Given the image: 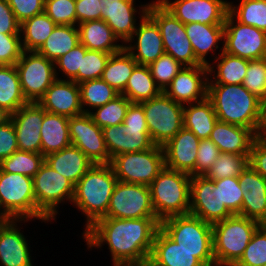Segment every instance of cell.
<instances>
[{
    "label": "cell",
    "instance_id": "1",
    "mask_svg": "<svg viewBox=\"0 0 266 266\" xmlns=\"http://www.w3.org/2000/svg\"><path fill=\"white\" fill-rule=\"evenodd\" d=\"M160 221L156 217L119 219L102 217L82 232L87 249L103 250L107 245L112 266L145 264Z\"/></svg>",
    "mask_w": 266,
    "mask_h": 266
},
{
    "label": "cell",
    "instance_id": "2",
    "mask_svg": "<svg viewBox=\"0 0 266 266\" xmlns=\"http://www.w3.org/2000/svg\"><path fill=\"white\" fill-rule=\"evenodd\" d=\"M207 98L218 121L249 128L259 136L262 100L242 84H208Z\"/></svg>",
    "mask_w": 266,
    "mask_h": 266
},
{
    "label": "cell",
    "instance_id": "3",
    "mask_svg": "<svg viewBox=\"0 0 266 266\" xmlns=\"http://www.w3.org/2000/svg\"><path fill=\"white\" fill-rule=\"evenodd\" d=\"M118 179L111 164H93L75 185L72 206L85 216L84 230L104 217Z\"/></svg>",
    "mask_w": 266,
    "mask_h": 266
},
{
    "label": "cell",
    "instance_id": "4",
    "mask_svg": "<svg viewBox=\"0 0 266 266\" xmlns=\"http://www.w3.org/2000/svg\"><path fill=\"white\" fill-rule=\"evenodd\" d=\"M191 175L167 167L149 185L156 218L162 220L185 215L190 210Z\"/></svg>",
    "mask_w": 266,
    "mask_h": 266
},
{
    "label": "cell",
    "instance_id": "5",
    "mask_svg": "<svg viewBox=\"0 0 266 266\" xmlns=\"http://www.w3.org/2000/svg\"><path fill=\"white\" fill-rule=\"evenodd\" d=\"M160 228L181 248L194 253L205 266H215L212 224L188 213L162 220Z\"/></svg>",
    "mask_w": 266,
    "mask_h": 266
},
{
    "label": "cell",
    "instance_id": "6",
    "mask_svg": "<svg viewBox=\"0 0 266 266\" xmlns=\"http://www.w3.org/2000/svg\"><path fill=\"white\" fill-rule=\"evenodd\" d=\"M261 224L234 214L212 225L215 266H234Z\"/></svg>",
    "mask_w": 266,
    "mask_h": 266
},
{
    "label": "cell",
    "instance_id": "7",
    "mask_svg": "<svg viewBox=\"0 0 266 266\" xmlns=\"http://www.w3.org/2000/svg\"><path fill=\"white\" fill-rule=\"evenodd\" d=\"M105 145L110 156L148 150L154 146L140 103H130L123 124L102 129Z\"/></svg>",
    "mask_w": 266,
    "mask_h": 266
},
{
    "label": "cell",
    "instance_id": "8",
    "mask_svg": "<svg viewBox=\"0 0 266 266\" xmlns=\"http://www.w3.org/2000/svg\"><path fill=\"white\" fill-rule=\"evenodd\" d=\"M34 194L36 199V220L49 224L56 217L64 203H72L75 185L55 171L46 162L33 177ZM60 205V206H59Z\"/></svg>",
    "mask_w": 266,
    "mask_h": 266
},
{
    "label": "cell",
    "instance_id": "9",
    "mask_svg": "<svg viewBox=\"0 0 266 266\" xmlns=\"http://www.w3.org/2000/svg\"><path fill=\"white\" fill-rule=\"evenodd\" d=\"M140 104L154 145L163 147L183 128L184 105L175 102L163 91Z\"/></svg>",
    "mask_w": 266,
    "mask_h": 266
},
{
    "label": "cell",
    "instance_id": "10",
    "mask_svg": "<svg viewBox=\"0 0 266 266\" xmlns=\"http://www.w3.org/2000/svg\"><path fill=\"white\" fill-rule=\"evenodd\" d=\"M147 15L157 24L162 36L164 51L183 66L203 65L194 54L186 35L185 25L158 0L150 1Z\"/></svg>",
    "mask_w": 266,
    "mask_h": 266
},
{
    "label": "cell",
    "instance_id": "11",
    "mask_svg": "<svg viewBox=\"0 0 266 266\" xmlns=\"http://www.w3.org/2000/svg\"><path fill=\"white\" fill-rule=\"evenodd\" d=\"M118 181L149 186L165 167L163 147L116 155L110 162Z\"/></svg>",
    "mask_w": 266,
    "mask_h": 266
},
{
    "label": "cell",
    "instance_id": "12",
    "mask_svg": "<svg viewBox=\"0 0 266 266\" xmlns=\"http://www.w3.org/2000/svg\"><path fill=\"white\" fill-rule=\"evenodd\" d=\"M0 207L13 220H36L33 178L0 169Z\"/></svg>",
    "mask_w": 266,
    "mask_h": 266
},
{
    "label": "cell",
    "instance_id": "13",
    "mask_svg": "<svg viewBox=\"0 0 266 266\" xmlns=\"http://www.w3.org/2000/svg\"><path fill=\"white\" fill-rule=\"evenodd\" d=\"M21 88L27 102H36L57 79L54 61L37 51H23L15 64Z\"/></svg>",
    "mask_w": 266,
    "mask_h": 266
},
{
    "label": "cell",
    "instance_id": "14",
    "mask_svg": "<svg viewBox=\"0 0 266 266\" xmlns=\"http://www.w3.org/2000/svg\"><path fill=\"white\" fill-rule=\"evenodd\" d=\"M104 217L119 219L156 217L149 186L118 181Z\"/></svg>",
    "mask_w": 266,
    "mask_h": 266
},
{
    "label": "cell",
    "instance_id": "15",
    "mask_svg": "<svg viewBox=\"0 0 266 266\" xmlns=\"http://www.w3.org/2000/svg\"><path fill=\"white\" fill-rule=\"evenodd\" d=\"M223 51L247 60L266 57V32L238 22L229 12L224 22Z\"/></svg>",
    "mask_w": 266,
    "mask_h": 266
},
{
    "label": "cell",
    "instance_id": "16",
    "mask_svg": "<svg viewBox=\"0 0 266 266\" xmlns=\"http://www.w3.org/2000/svg\"><path fill=\"white\" fill-rule=\"evenodd\" d=\"M184 25L188 23L224 24L228 0H158Z\"/></svg>",
    "mask_w": 266,
    "mask_h": 266
},
{
    "label": "cell",
    "instance_id": "17",
    "mask_svg": "<svg viewBox=\"0 0 266 266\" xmlns=\"http://www.w3.org/2000/svg\"><path fill=\"white\" fill-rule=\"evenodd\" d=\"M69 134L71 145L79 148L93 164L110 163L102 128L94 123L90 114L69 118Z\"/></svg>",
    "mask_w": 266,
    "mask_h": 266
},
{
    "label": "cell",
    "instance_id": "18",
    "mask_svg": "<svg viewBox=\"0 0 266 266\" xmlns=\"http://www.w3.org/2000/svg\"><path fill=\"white\" fill-rule=\"evenodd\" d=\"M189 213L212 225L233 215L221 204L215 181L205 176H191Z\"/></svg>",
    "mask_w": 266,
    "mask_h": 266
},
{
    "label": "cell",
    "instance_id": "19",
    "mask_svg": "<svg viewBox=\"0 0 266 266\" xmlns=\"http://www.w3.org/2000/svg\"><path fill=\"white\" fill-rule=\"evenodd\" d=\"M32 221L11 219L0 225V266H35L31 241L22 230Z\"/></svg>",
    "mask_w": 266,
    "mask_h": 266
},
{
    "label": "cell",
    "instance_id": "20",
    "mask_svg": "<svg viewBox=\"0 0 266 266\" xmlns=\"http://www.w3.org/2000/svg\"><path fill=\"white\" fill-rule=\"evenodd\" d=\"M208 67L206 65L184 66L164 89V93L183 105L207 98Z\"/></svg>",
    "mask_w": 266,
    "mask_h": 266
},
{
    "label": "cell",
    "instance_id": "21",
    "mask_svg": "<svg viewBox=\"0 0 266 266\" xmlns=\"http://www.w3.org/2000/svg\"><path fill=\"white\" fill-rule=\"evenodd\" d=\"M124 48L138 65L145 66H149L165 53L160 30L148 15L138 23L133 36L124 44Z\"/></svg>",
    "mask_w": 266,
    "mask_h": 266
},
{
    "label": "cell",
    "instance_id": "22",
    "mask_svg": "<svg viewBox=\"0 0 266 266\" xmlns=\"http://www.w3.org/2000/svg\"><path fill=\"white\" fill-rule=\"evenodd\" d=\"M43 118L44 109L36 102H28L10 115L19 151L41 153Z\"/></svg>",
    "mask_w": 266,
    "mask_h": 266
},
{
    "label": "cell",
    "instance_id": "23",
    "mask_svg": "<svg viewBox=\"0 0 266 266\" xmlns=\"http://www.w3.org/2000/svg\"><path fill=\"white\" fill-rule=\"evenodd\" d=\"M149 4L150 2L138 6L136 0H121L118 4L102 6L101 19L111 27L114 34L125 44L133 36L141 19L147 15Z\"/></svg>",
    "mask_w": 266,
    "mask_h": 266
},
{
    "label": "cell",
    "instance_id": "24",
    "mask_svg": "<svg viewBox=\"0 0 266 266\" xmlns=\"http://www.w3.org/2000/svg\"><path fill=\"white\" fill-rule=\"evenodd\" d=\"M38 104L49 113L71 118L83 114L79 85L72 80L56 79Z\"/></svg>",
    "mask_w": 266,
    "mask_h": 266
},
{
    "label": "cell",
    "instance_id": "25",
    "mask_svg": "<svg viewBox=\"0 0 266 266\" xmlns=\"http://www.w3.org/2000/svg\"><path fill=\"white\" fill-rule=\"evenodd\" d=\"M238 181L243 191L239 215L266 224V180L248 164L238 176Z\"/></svg>",
    "mask_w": 266,
    "mask_h": 266
},
{
    "label": "cell",
    "instance_id": "26",
    "mask_svg": "<svg viewBox=\"0 0 266 266\" xmlns=\"http://www.w3.org/2000/svg\"><path fill=\"white\" fill-rule=\"evenodd\" d=\"M185 31L195 57L203 65L208 66L223 52L224 24L188 23Z\"/></svg>",
    "mask_w": 266,
    "mask_h": 266
},
{
    "label": "cell",
    "instance_id": "27",
    "mask_svg": "<svg viewBox=\"0 0 266 266\" xmlns=\"http://www.w3.org/2000/svg\"><path fill=\"white\" fill-rule=\"evenodd\" d=\"M199 142L192 131L183 127L163 146L165 167L190 174L195 169Z\"/></svg>",
    "mask_w": 266,
    "mask_h": 266
},
{
    "label": "cell",
    "instance_id": "28",
    "mask_svg": "<svg viewBox=\"0 0 266 266\" xmlns=\"http://www.w3.org/2000/svg\"><path fill=\"white\" fill-rule=\"evenodd\" d=\"M148 263L151 266H205L194 253L181 248L161 228L156 232Z\"/></svg>",
    "mask_w": 266,
    "mask_h": 266
},
{
    "label": "cell",
    "instance_id": "29",
    "mask_svg": "<svg viewBox=\"0 0 266 266\" xmlns=\"http://www.w3.org/2000/svg\"><path fill=\"white\" fill-rule=\"evenodd\" d=\"M257 135L249 128L217 121L209 139L220 152L249 155Z\"/></svg>",
    "mask_w": 266,
    "mask_h": 266
},
{
    "label": "cell",
    "instance_id": "30",
    "mask_svg": "<svg viewBox=\"0 0 266 266\" xmlns=\"http://www.w3.org/2000/svg\"><path fill=\"white\" fill-rule=\"evenodd\" d=\"M77 27L80 43L87 50L114 54L124 48V44L114 34L111 27L102 19L86 21L78 24Z\"/></svg>",
    "mask_w": 266,
    "mask_h": 266
},
{
    "label": "cell",
    "instance_id": "31",
    "mask_svg": "<svg viewBox=\"0 0 266 266\" xmlns=\"http://www.w3.org/2000/svg\"><path fill=\"white\" fill-rule=\"evenodd\" d=\"M45 162L74 185L93 165L92 161L73 145L45 156Z\"/></svg>",
    "mask_w": 266,
    "mask_h": 266
},
{
    "label": "cell",
    "instance_id": "32",
    "mask_svg": "<svg viewBox=\"0 0 266 266\" xmlns=\"http://www.w3.org/2000/svg\"><path fill=\"white\" fill-rule=\"evenodd\" d=\"M70 145L69 118L44 110L41 126V154L45 157Z\"/></svg>",
    "mask_w": 266,
    "mask_h": 266
},
{
    "label": "cell",
    "instance_id": "33",
    "mask_svg": "<svg viewBox=\"0 0 266 266\" xmlns=\"http://www.w3.org/2000/svg\"><path fill=\"white\" fill-rule=\"evenodd\" d=\"M249 60L222 52L208 64V84H242ZM216 65V66H215Z\"/></svg>",
    "mask_w": 266,
    "mask_h": 266
},
{
    "label": "cell",
    "instance_id": "34",
    "mask_svg": "<svg viewBox=\"0 0 266 266\" xmlns=\"http://www.w3.org/2000/svg\"><path fill=\"white\" fill-rule=\"evenodd\" d=\"M217 121L212 102L208 98L184 105L183 127L192 131L200 140L209 138Z\"/></svg>",
    "mask_w": 266,
    "mask_h": 266
},
{
    "label": "cell",
    "instance_id": "35",
    "mask_svg": "<svg viewBox=\"0 0 266 266\" xmlns=\"http://www.w3.org/2000/svg\"><path fill=\"white\" fill-rule=\"evenodd\" d=\"M27 103L16 66L0 65V108L11 115Z\"/></svg>",
    "mask_w": 266,
    "mask_h": 266
},
{
    "label": "cell",
    "instance_id": "36",
    "mask_svg": "<svg viewBox=\"0 0 266 266\" xmlns=\"http://www.w3.org/2000/svg\"><path fill=\"white\" fill-rule=\"evenodd\" d=\"M137 65V61L123 48L121 51L110 55L101 79L121 94Z\"/></svg>",
    "mask_w": 266,
    "mask_h": 266
},
{
    "label": "cell",
    "instance_id": "37",
    "mask_svg": "<svg viewBox=\"0 0 266 266\" xmlns=\"http://www.w3.org/2000/svg\"><path fill=\"white\" fill-rule=\"evenodd\" d=\"M80 43L77 26L57 25L37 52L55 61Z\"/></svg>",
    "mask_w": 266,
    "mask_h": 266
},
{
    "label": "cell",
    "instance_id": "38",
    "mask_svg": "<svg viewBox=\"0 0 266 266\" xmlns=\"http://www.w3.org/2000/svg\"><path fill=\"white\" fill-rule=\"evenodd\" d=\"M56 26L57 24L45 12L21 23L20 34L23 51H37Z\"/></svg>",
    "mask_w": 266,
    "mask_h": 266
},
{
    "label": "cell",
    "instance_id": "39",
    "mask_svg": "<svg viewBox=\"0 0 266 266\" xmlns=\"http://www.w3.org/2000/svg\"><path fill=\"white\" fill-rule=\"evenodd\" d=\"M161 89L156 85L148 66L137 65L121 93L132 103H141L157 97Z\"/></svg>",
    "mask_w": 266,
    "mask_h": 266
},
{
    "label": "cell",
    "instance_id": "40",
    "mask_svg": "<svg viewBox=\"0 0 266 266\" xmlns=\"http://www.w3.org/2000/svg\"><path fill=\"white\" fill-rule=\"evenodd\" d=\"M78 85L82 110L84 113L88 114L95 108L105 105L120 94L101 78L87 80Z\"/></svg>",
    "mask_w": 266,
    "mask_h": 266
},
{
    "label": "cell",
    "instance_id": "41",
    "mask_svg": "<svg viewBox=\"0 0 266 266\" xmlns=\"http://www.w3.org/2000/svg\"><path fill=\"white\" fill-rule=\"evenodd\" d=\"M229 1V13L240 23L266 32V0Z\"/></svg>",
    "mask_w": 266,
    "mask_h": 266
},
{
    "label": "cell",
    "instance_id": "42",
    "mask_svg": "<svg viewBox=\"0 0 266 266\" xmlns=\"http://www.w3.org/2000/svg\"><path fill=\"white\" fill-rule=\"evenodd\" d=\"M44 162L45 157L41 153L18 150L0 162V169L3 172L19 173L33 178Z\"/></svg>",
    "mask_w": 266,
    "mask_h": 266
},
{
    "label": "cell",
    "instance_id": "43",
    "mask_svg": "<svg viewBox=\"0 0 266 266\" xmlns=\"http://www.w3.org/2000/svg\"><path fill=\"white\" fill-rule=\"evenodd\" d=\"M130 103L131 101L127 97L119 94L113 100L95 108L89 114L94 123L102 129L112 125H120L123 124Z\"/></svg>",
    "mask_w": 266,
    "mask_h": 266
},
{
    "label": "cell",
    "instance_id": "44",
    "mask_svg": "<svg viewBox=\"0 0 266 266\" xmlns=\"http://www.w3.org/2000/svg\"><path fill=\"white\" fill-rule=\"evenodd\" d=\"M248 158L249 155L220 152L213 166L204 176L211 180L238 177L248 165Z\"/></svg>",
    "mask_w": 266,
    "mask_h": 266
},
{
    "label": "cell",
    "instance_id": "45",
    "mask_svg": "<svg viewBox=\"0 0 266 266\" xmlns=\"http://www.w3.org/2000/svg\"><path fill=\"white\" fill-rule=\"evenodd\" d=\"M266 265V224H261L254 232L251 241L240 260L234 266Z\"/></svg>",
    "mask_w": 266,
    "mask_h": 266
},
{
    "label": "cell",
    "instance_id": "46",
    "mask_svg": "<svg viewBox=\"0 0 266 266\" xmlns=\"http://www.w3.org/2000/svg\"><path fill=\"white\" fill-rule=\"evenodd\" d=\"M87 48L79 43L54 61L57 79L72 80L78 84V71ZM63 77V78H62Z\"/></svg>",
    "mask_w": 266,
    "mask_h": 266
},
{
    "label": "cell",
    "instance_id": "47",
    "mask_svg": "<svg viewBox=\"0 0 266 266\" xmlns=\"http://www.w3.org/2000/svg\"><path fill=\"white\" fill-rule=\"evenodd\" d=\"M214 181L221 204H225L226 208L233 215L240 214L243 202V191L240 188L238 177H227Z\"/></svg>",
    "mask_w": 266,
    "mask_h": 266
},
{
    "label": "cell",
    "instance_id": "48",
    "mask_svg": "<svg viewBox=\"0 0 266 266\" xmlns=\"http://www.w3.org/2000/svg\"><path fill=\"white\" fill-rule=\"evenodd\" d=\"M156 85L164 91L173 78L184 68L171 55L164 53L149 66Z\"/></svg>",
    "mask_w": 266,
    "mask_h": 266
},
{
    "label": "cell",
    "instance_id": "49",
    "mask_svg": "<svg viewBox=\"0 0 266 266\" xmlns=\"http://www.w3.org/2000/svg\"><path fill=\"white\" fill-rule=\"evenodd\" d=\"M242 85L259 99L266 98V57L249 60Z\"/></svg>",
    "mask_w": 266,
    "mask_h": 266
},
{
    "label": "cell",
    "instance_id": "50",
    "mask_svg": "<svg viewBox=\"0 0 266 266\" xmlns=\"http://www.w3.org/2000/svg\"><path fill=\"white\" fill-rule=\"evenodd\" d=\"M110 53L86 50L78 71V84L87 80L100 79L109 60Z\"/></svg>",
    "mask_w": 266,
    "mask_h": 266
},
{
    "label": "cell",
    "instance_id": "51",
    "mask_svg": "<svg viewBox=\"0 0 266 266\" xmlns=\"http://www.w3.org/2000/svg\"><path fill=\"white\" fill-rule=\"evenodd\" d=\"M44 12L57 25L76 26L75 0H45Z\"/></svg>",
    "mask_w": 266,
    "mask_h": 266
},
{
    "label": "cell",
    "instance_id": "52",
    "mask_svg": "<svg viewBox=\"0 0 266 266\" xmlns=\"http://www.w3.org/2000/svg\"><path fill=\"white\" fill-rule=\"evenodd\" d=\"M220 154L219 148L208 138L199 142L195 169L191 176H204Z\"/></svg>",
    "mask_w": 266,
    "mask_h": 266
},
{
    "label": "cell",
    "instance_id": "53",
    "mask_svg": "<svg viewBox=\"0 0 266 266\" xmlns=\"http://www.w3.org/2000/svg\"><path fill=\"white\" fill-rule=\"evenodd\" d=\"M22 52L21 34L0 33V65H15Z\"/></svg>",
    "mask_w": 266,
    "mask_h": 266
},
{
    "label": "cell",
    "instance_id": "54",
    "mask_svg": "<svg viewBox=\"0 0 266 266\" xmlns=\"http://www.w3.org/2000/svg\"><path fill=\"white\" fill-rule=\"evenodd\" d=\"M17 21L21 24L25 20L44 12L45 0H6Z\"/></svg>",
    "mask_w": 266,
    "mask_h": 266
},
{
    "label": "cell",
    "instance_id": "55",
    "mask_svg": "<svg viewBox=\"0 0 266 266\" xmlns=\"http://www.w3.org/2000/svg\"><path fill=\"white\" fill-rule=\"evenodd\" d=\"M18 151L17 137L11 119L0 125V162Z\"/></svg>",
    "mask_w": 266,
    "mask_h": 266
},
{
    "label": "cell",
    "instance_id": "56",
    "mask_svg": "<svg viewBox=\"0 0 266 266\" xmlns=\"http://www.w3.org/2000/svg\"><path fill=\"white\" fill-rule=\"evenodd\" d=\"M248 164L266 180V137L257 136L255 138Z\"/></svg>",
    "mask_w": 266,
    "mask_h": 266
},
{
    "label": "cell",
    "instance_id": "57",
    "mask_svg": "<svg viewBox=\"0 0 266 266\" xmlns=\"http://www.w3.org/2000/svg\"><path fill=\"white\" fill-rule=\"evenodd\" d=\"M101 8L99 0H75L76 26L86 21L101 19Z\"/></svg>",
    "mask_w": 266,
    "mask_h": 266
},
{
    "label": "cell",
    "instance_id": "58",
    "mask_svg": "<svg viewBox=\"0 0 266 266\" xmlns=\"http://www.w3.org/2000/svg\"><path fill=\"white\" fill-rule=\"evenodd\" d=\"M20 23L6 0H0V33L20 34Z\"/></svg>",
    "mask_w": 266,
    "mask_h": 266
},
{
    "label": "cell",
    "instance_id": "59",
    "mask_svg": "<svg viewBox=\"0 0 266 266\" xmlns=\"http://www.w3.org/2000/svg\"><path fill=\"white\" fill-rule=\"evenodd\" d=\"M259 136L266 137V98L262 100Z\"/></svg>",
    "mask_w": 266,
    "mask_h": 266
},
{
    "label": "cell",
    "instance_id": "60",
    "mask_svg": "<svg viewBox=\"0 0 266 266\" xmlns=\"http://www.w3.org/2000/svg\"><path fill=\"white\" fill-rule=\"evenodd\" d=\"M10 119V114L6 112L3 108H0V125H3Z\"/></svg>",
    "mask_w": 266,
    "mask_h": 266
},
{
    "label": "cell",
    "instance_id": "61",
    "mask_svg": "<svg viewBox=\"0 0 266 266\" xmlns=\"http://www.w3.org/2000/svg\"><path fill=\"white\" fill-rule=\"evenodd\" d=\"M11 219L4 213L2 208L0 207V225L9 222Z\"/></svg>",
    "mask_w": 266,
    "mask_h": 266
},
{
    "label": "cell",
    "instance_id": "62",
    "mask_svg": "<svg viewBox=\"0 0 266 266\" xmlns=\"http://www.w3.org/2000/svg\"><path fill=\"white\" fill-rule=\"evenodd\" d=\"M121 0H99V3L102 6H111L113 4H118L120 3Z\"/></svg>",
    "mask_w": 266,
    "mask_h": 266
},
{
    "label": "cell",
    "instance_id": "63",
    "mask_svg": "<svg viewBox=\"0 0 266 266\" xmlns=\"http://www.w3.org/2000/svg\"><path fill=\"white\" fill-rule=\"evenodd\" d=\"M120 266H151L149 263L145 264H132V265H120Z\"/></svg>",
    "mask_w": 266,
    "mask_h": 266
}]
</instances>
